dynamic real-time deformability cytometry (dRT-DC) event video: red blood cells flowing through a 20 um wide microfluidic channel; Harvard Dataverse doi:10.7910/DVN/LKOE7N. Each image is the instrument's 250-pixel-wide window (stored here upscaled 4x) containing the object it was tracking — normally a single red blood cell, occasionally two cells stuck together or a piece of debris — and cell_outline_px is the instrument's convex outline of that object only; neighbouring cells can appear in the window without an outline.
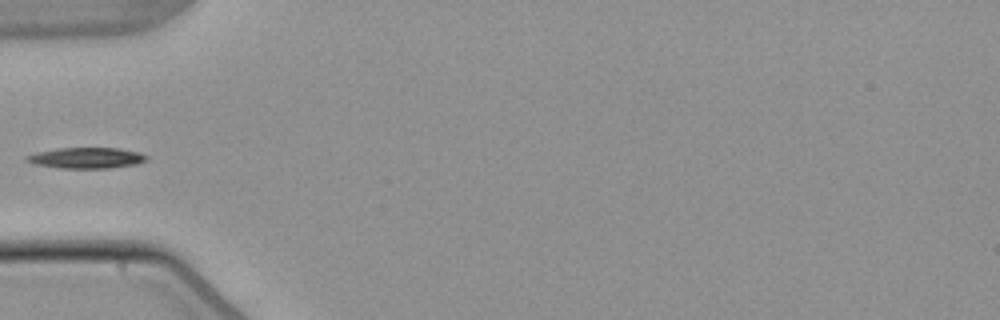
{"species": "common noctule bat (a hibernating species)", "species_latin": "Nyctalus noctula", "temperature_condition": "warm", "stored_images_in_passage": 4, "camera_frame_rate_fps": 3000, "um_per_image_px": 0.085, "animal": {"sex": "male", "body_mass_g": 21.5, "forearm_length_mm": 52.0}, "frame": {"image": 1, "passage_image": 4, "time_ms": 4.333, "image_size_px": [1000, 320], "cell_outline_px": [[148, 160], [136, 164], [112, 168], [60, 168], [36, 164], [24, 160], [24, 156], [36, 152], [60, 148], [120, 148], [140, 152], [148, 156]], "centroid_in_image_um": [7.37, 13.42], "position_along_channel_um": 77.6, "area_um2": 14.68}}